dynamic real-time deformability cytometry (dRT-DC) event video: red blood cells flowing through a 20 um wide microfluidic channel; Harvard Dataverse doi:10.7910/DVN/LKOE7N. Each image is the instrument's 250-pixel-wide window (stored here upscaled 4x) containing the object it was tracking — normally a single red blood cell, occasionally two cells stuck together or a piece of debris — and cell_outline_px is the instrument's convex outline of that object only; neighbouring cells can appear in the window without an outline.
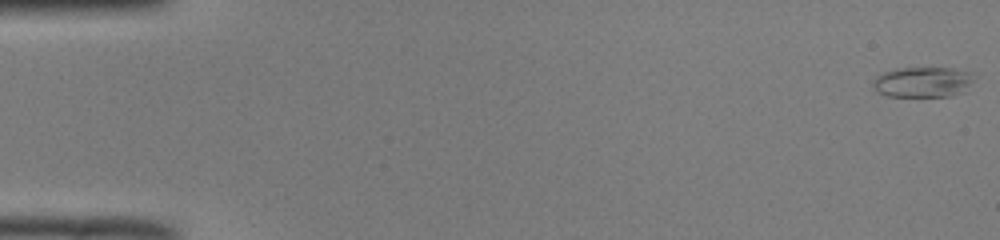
{"species": "common noctule bat (a hibernating species)", "species_latin": "Nyctalus noctula", "temperature_condition": "room temperature", "stored_images_in_passage": 52, "camera_frame_rate_fps": 3000, "um_per_image_px": 0.085, "animal": {"sex": "male", "body_mass_g": 19.0, "forearm_length_mm": 50.8}, "frame": {"image": 1, "passage_image": 1, "time_ms": 0.0, "image_size_px": [1000, 240], "cell_outline_px": [[972, 80], [964, 92], [952, 96], [888, 96], [876, 92], [872, 88], [872, 80], [876, 76], [884, 72], [896, 68], [952, 68], [968, 72]], "centroid_in_image_um": [78.35, 6.98], "position_along_channel_um": 6.6, "area_um2": 17.86}}
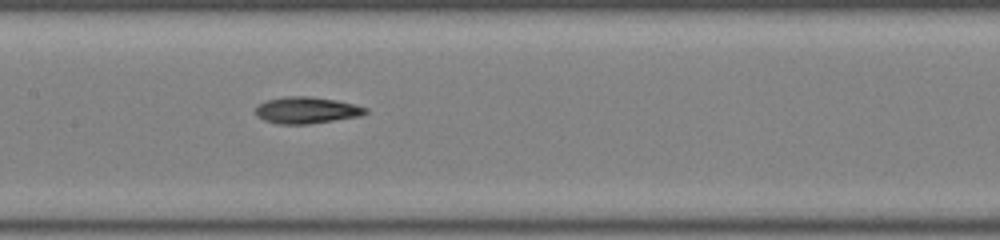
{"frame": {"image": 2, "passage_image": 26, "time_ms": 8.333, "image_size_px": [1000, 240], "cell_outline_px": [[368, 112], [360, 116], [308, 124], [276, 124], [264, 120], [256, 116], [256, 108], [260, 104], [268, 100], [284, 96], [308, 96], [336, 100], [368, 108]], "centroid_in_image_um": [26.05, 9.37], "position_along_channel_um": 181.4, "area_um2": 16.94}}
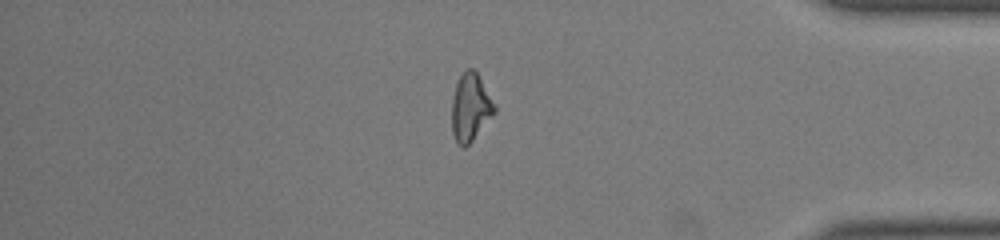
{"frame": {"image": 3, "passage_image": 44, "time_ms": 14.333, "image_size_px": [1000, 240], "cell_outline_px": [[496, 112], [472, 140], [464, 148], [456, 140], [452, 132], [452, 100], [456, 84], [460, 76], [468, 68], [472, 68], [476, 72], [496, 104]], "centroid_in_image_um": [40.0, 9.12], "position_along_channel_um": 395.2, "area_um2": 16.59}, "authors_computed_cell_mechanics": {"area_um2": 17.051, "velocity_mm_per_s": 4.0123, "shape_relaxation_time_tau1_ms": 8.7335, "shape_relaxation_time_tau2_ms": 6.2324, "deformation_change_tau1": 0.238, "deformation_change_tau2": 0.138}}